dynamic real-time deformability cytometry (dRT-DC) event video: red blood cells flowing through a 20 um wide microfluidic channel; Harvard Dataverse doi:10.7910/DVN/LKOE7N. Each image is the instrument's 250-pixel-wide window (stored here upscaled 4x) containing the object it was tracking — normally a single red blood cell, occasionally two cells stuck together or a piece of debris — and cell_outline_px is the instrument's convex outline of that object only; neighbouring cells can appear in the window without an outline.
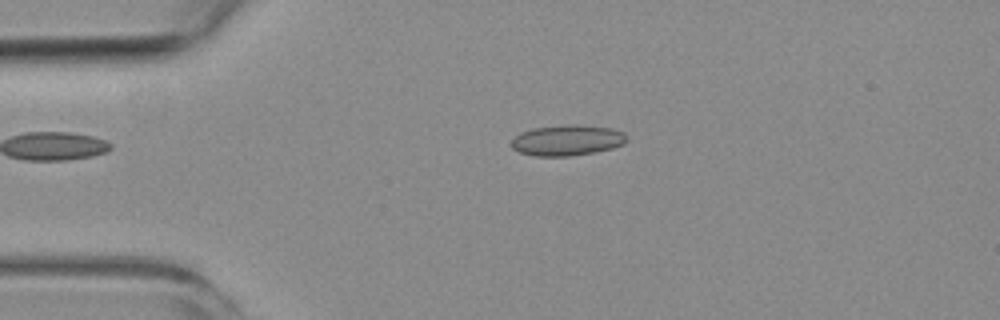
{"species": "common noctule bat (a hibernating species)", "species_latin": "Nyctalus noctula", "temperature_condition": "room temperature", "stored_images_in_passage": 5, "camera_frame_rate_fps": 3000, "um_per_image_px": 0.085, "animal": {"sex": "female", "body_mass_g": 19.3, "forearm_length_mm": 54.1}, "frame": {"image": 1, "passage_image": 3, "time_ms": 2.333, "image_size_px": [1000, 320], "cell_outline_px": [[628, 140], [624, 144], [612, 148], [596, 152], [572, 156], [536, 156], [520, 152], [512, 148], [512, 140], [520, 132], [532, 128], [572, 124], [576, 124], [612, 128], [624, 132]], "centroid_in_image_um": [48.24, 11.92], "position_along_channel_um": 36.8, "area_um2": 20.75}}
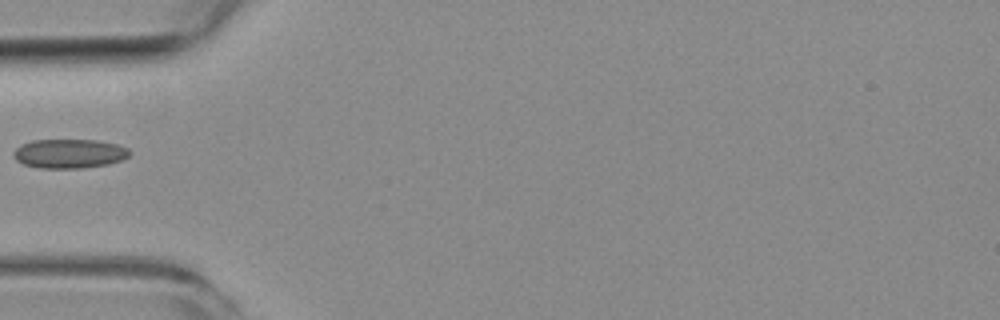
{"frame": {"image": 2, "passage_image": 5, "time_ms": 4.333, "image_size_px": [1000, 320], "cell_outline_px": [[128, 156], [120, 160], [108, 164], [84, 168], [36, 168], [24, 164], [16, 160], [12, 156], [12, 152], [20, 144], [32, 140], [96, 140], [116, 144], [128, 148]], "centroid_in_image_um": [5.82, 13.06], "position_along_channel_um": 79.2, "area_um2": 19.77}}